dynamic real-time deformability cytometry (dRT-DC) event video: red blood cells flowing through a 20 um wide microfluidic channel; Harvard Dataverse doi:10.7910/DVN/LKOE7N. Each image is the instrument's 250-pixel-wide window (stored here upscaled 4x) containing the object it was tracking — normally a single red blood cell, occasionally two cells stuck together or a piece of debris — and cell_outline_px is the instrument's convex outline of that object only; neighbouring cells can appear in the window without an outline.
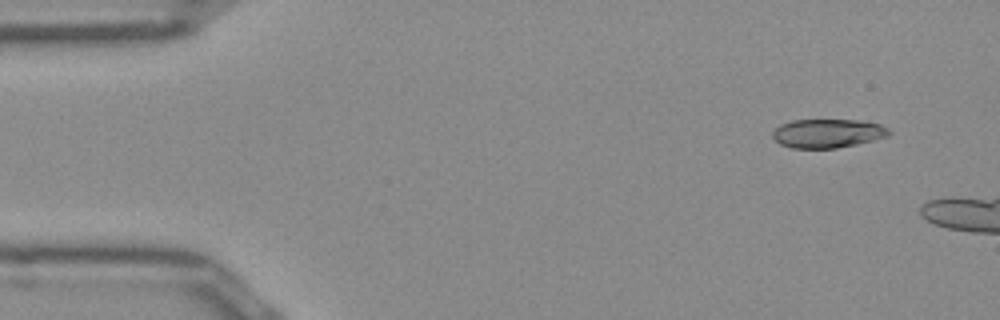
{"species": "Egyptian fruit bat (a non-hibernating species)", "species_latin": "Rousettus aegyptiacus", "temperature_condition": "room temperature", "stored_images_in_passage": 12, "camera_frame_rate_fps": 3000, "um_per_image_px": 0.085, "frame": {"image": 1, "passage_image": 4, "time_ms": 1.0, "image_size_px": [1000, 320], "cell_outline_px": [[892, 132], [888, 136], [856, 144], [836, 148], [792, 148], [780, 144], [772, 136], [772, 132], [780, 124], [792, 120], [860, 120], [880, 124], [888, 128]], "centroid_in_image_um": [70.35, 11.33], "position_along_channel_um": 14.7, "area_um2": 19.54}}